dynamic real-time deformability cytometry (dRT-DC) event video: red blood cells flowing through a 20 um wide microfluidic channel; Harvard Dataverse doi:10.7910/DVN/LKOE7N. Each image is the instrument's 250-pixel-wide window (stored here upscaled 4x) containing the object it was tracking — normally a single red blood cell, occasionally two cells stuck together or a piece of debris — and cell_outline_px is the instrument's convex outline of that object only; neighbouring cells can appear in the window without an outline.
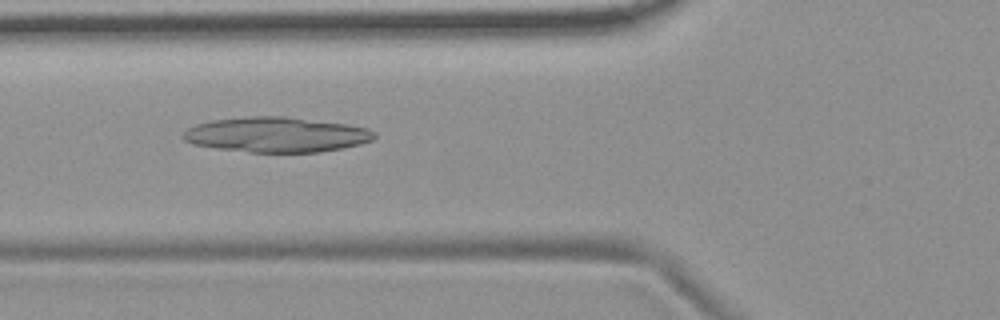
{"species": "common noctule bat (a hibernating species)", "species_latin": "Nyctalus noctula", "temperature_condition": "room temperature", "stored_images_in_passage": 54, "camera_frame_rate_fps": 3000, "um_per_image_px": 0.085, "animal": {"sex": "female", "body_mass_g": 19.9}, "frame": {"image": 1, "passage_image": 20, "time_ms": 6.333, "image_size_px": [1000, 320], "cell_outline_px": [[376, 136], [372, 140], [360, 144], [344, 148], [320, 152], [248, 152], [216, 148], [192, 144], [184, 140], [180, 136], [188, 128], [196, 124], [212, 120], [248, 116], [284, 116], [348, 124], [368, 128], [376, 132]], "centroid_in_image_um": [23.5, 11.44], "position_along_channel_um": 102.3, "area_um2": 39.36}}
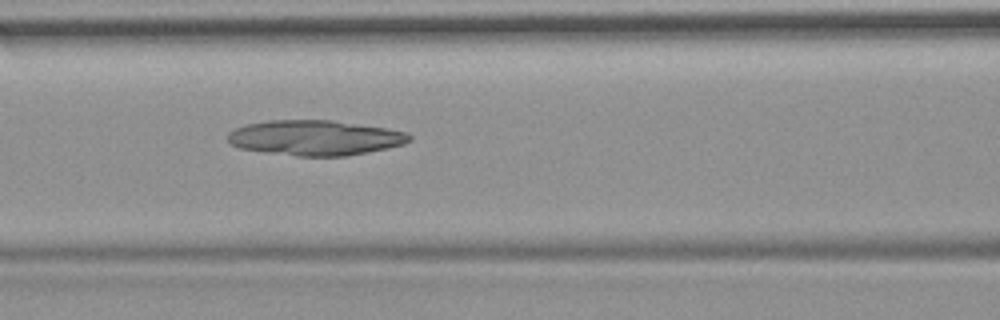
{"frame": {"image": 2, "passage_image": 23, "time_ms": 7.333, "image_size_px": [1000, 320], "cell_outline_px": [[412, 140], [404, 144], [368, 152], [344, 156], [296, 156], [264, 152], [240, 148], [232, 144], [228, 140], [228, 132], [244, 124], [268, 120], [332, 120], [388, 128], [408, 132], [412, 136]], "centroid_in_image_um": [26.8, 11.7], "position_along_channel_um": 139.8, "area_um2": 37.4}}
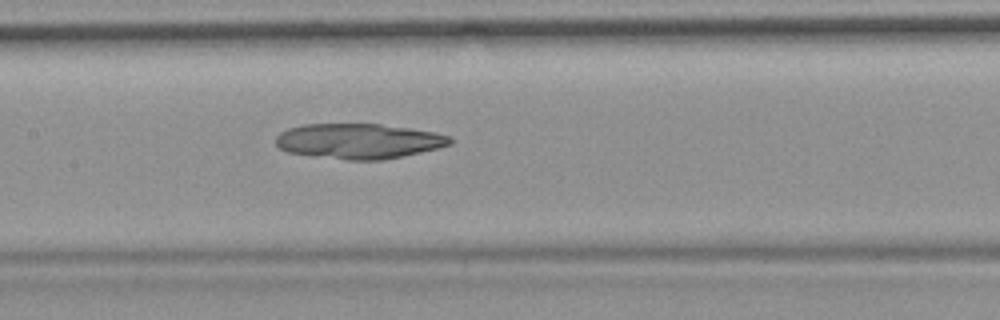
{"frame": {"image": 3, "passage_image": 26, "time_ms": 8.333, "image_size_px": [1000, 320], "cell_outline_px": [[452, 144], [420, 152], [380, 160], [348, 160], [288, 152], [280, 148], [276, 144], [276, 136], [280, 132], [288, 128], [304, 124], [380, 124], [436, 132], [452, 136]], "centroid_in_image_um": [30.49, 11.98], "position_along_channel_um": 176.9, "area_um2": 35.49}}